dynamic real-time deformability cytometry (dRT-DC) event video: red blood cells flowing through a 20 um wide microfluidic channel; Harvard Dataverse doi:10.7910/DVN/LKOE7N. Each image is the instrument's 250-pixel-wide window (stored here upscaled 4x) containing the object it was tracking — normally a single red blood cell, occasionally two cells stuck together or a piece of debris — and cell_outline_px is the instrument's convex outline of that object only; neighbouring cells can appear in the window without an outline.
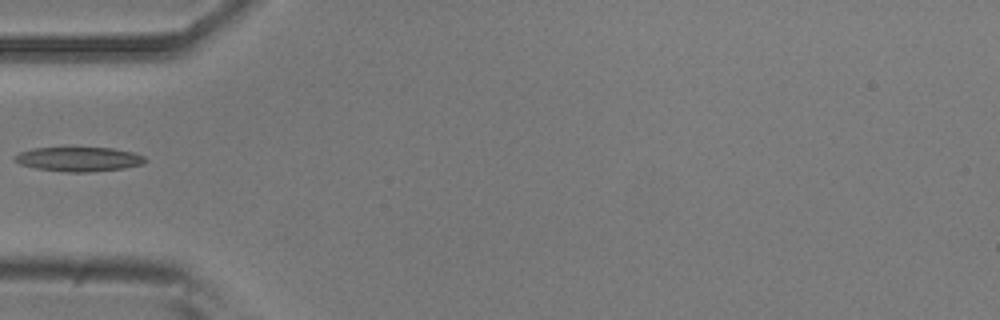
{"species": "common noctule bat (a hibernating species)", "species_latin": "Nyctalus noctula", "temperature_condition": "room temperature", "stored_images_in_passage": 36, "camera_frame_rate_fps": 3000, "um_per_image_px": 0.085, "animal": {"sex": "male", "body_mass_g": 20.5, "forearm_length_mm": 52.5}, "frame": {"image": 1, "passage_image": 1, "time_ms": 0.0, "image_size_px": [1000, 320], "cell_outline_px": [[148, 160], [144, 164], [124, 168], [88, 172], [68, 172], [36, 168], [20, 164], [12, 160], [12, 156], [20, 152], [32, 148], [112, 148], [132, 152], [144, 156]], "centroid_in_image_um": [6.69, 13.53], "position_along_channel_um": 78.3, "area_um2": 18.55}}
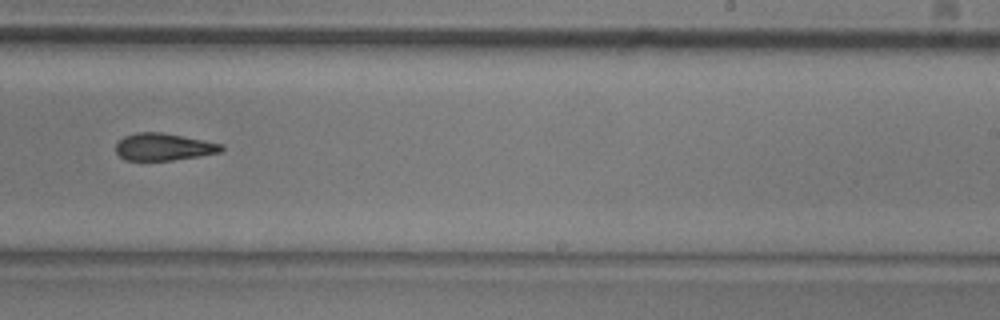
{"frame": {"image": 2, "passage_image": 16, "time_ms": 5.0, "image_size_px": [1000, 320], "cell_outline_px": [[224, 148], [220, 152], [200, 156], [172, 160], [124, 160], [116, 152], [116, 144], [124, 136], [136, 132], [160, 132], [224, 144]], "centroid_in_image_um": [13.9, 12.48], "position_along_channel_um": 275.1, "area_um2": 16.65}}
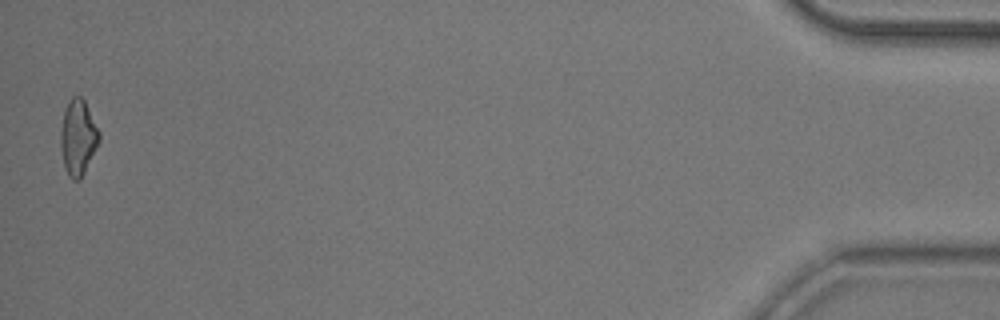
{"frame": {"image": 3, "passage_image": 35, "time_ms": 11.333, "image_size_px": [1000, 320], "cell_outline_px": [[100, 140], [80, 180], [72, 180], [68, 176], [64, 168], [60, 148], [60, 132], [64, 112], [68, 100], [72, 96], [80, 96], [84, 100], [100, 132]], "centroid_in_image_um": [6.61, 11.69], "position_along_channel_um": 428.6, "area_um2": 16.99}}